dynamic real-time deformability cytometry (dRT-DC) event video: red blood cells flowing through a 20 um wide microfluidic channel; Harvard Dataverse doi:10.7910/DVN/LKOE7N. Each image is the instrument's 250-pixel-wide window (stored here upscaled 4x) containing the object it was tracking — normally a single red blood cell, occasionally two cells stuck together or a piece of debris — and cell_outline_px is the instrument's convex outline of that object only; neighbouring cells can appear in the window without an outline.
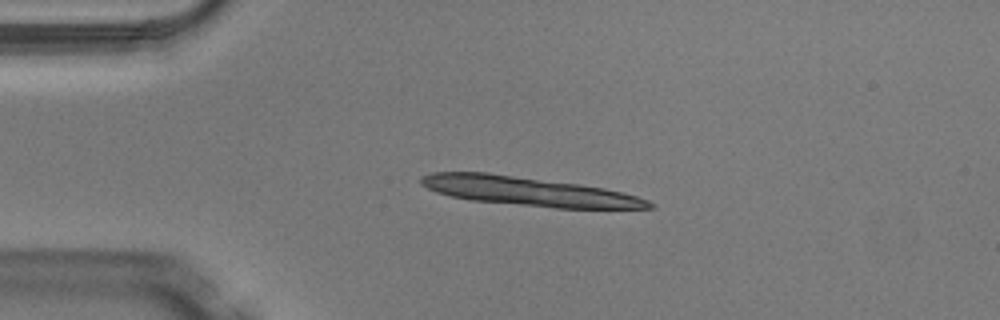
{"species": "Egyptian fruit bat (a non-hibernating species)", "species_latin": "Rousettus aegyptiacus", "temperature_condition": "warm", "stored_images_in_passage": 4, "camera_frame_rate_fps": 3000, "um_per_image_px": 0.085, "animal": {"sex": "male"}, "frame": {"image": 1, "passage_image": 3, "time_ms": 0.667, "image_size_px": [1000, 320], "cell_outline_px": [[656, 208], [556, 208], [472, 200], [452, 196], [436, 192], [420, 184], [420, 176], [432, 172], [488, 172], [580, 184], [604, 188], [636, 196], [648, 200], [656, 204]], "centroid_in_image_um": [44.93, 16.25], "position_along_channel_um": 40.1, "area_um2": 38.38}}